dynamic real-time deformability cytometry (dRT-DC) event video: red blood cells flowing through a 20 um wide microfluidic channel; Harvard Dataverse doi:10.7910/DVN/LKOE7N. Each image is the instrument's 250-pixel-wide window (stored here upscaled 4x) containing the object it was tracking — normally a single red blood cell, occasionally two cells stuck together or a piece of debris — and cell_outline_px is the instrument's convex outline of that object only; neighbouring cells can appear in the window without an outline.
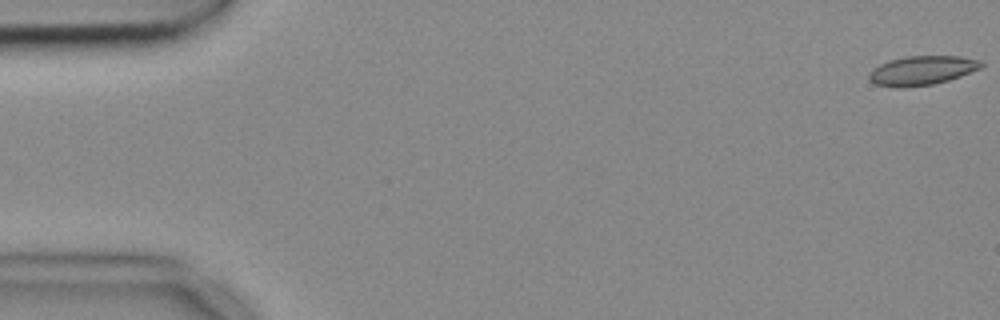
{"species": "common noctule bat (a hibernating species)", "species_latin": "Nyctalus noctula", "temperature_condition": "cold", "stored_images_in_passage": 55, "camera_frame_rate_fps": 3000, "um_per_image_px": 0.085, "animal": {"sex": "female", "body_mass_g": 18.4}, "frame": {"image": 1, "passage_image": 1, "time_ms": 0.0, "image_size_px": [1000, 320], "cell_outline_px": [[984, 64], [980, 68], [960, 76], [948, 80], [932, 84], [904, 88], [892, 88], [876, 84], [868, 80], [868, 72], [872, 68], [880, 64], [892, 60], [908, 56], [960, 56], [980, 60]], "centroid_in_image_um": [78.32, 6.0], "position_along_channel_um": 6.7, "area_um2": 19.13}}
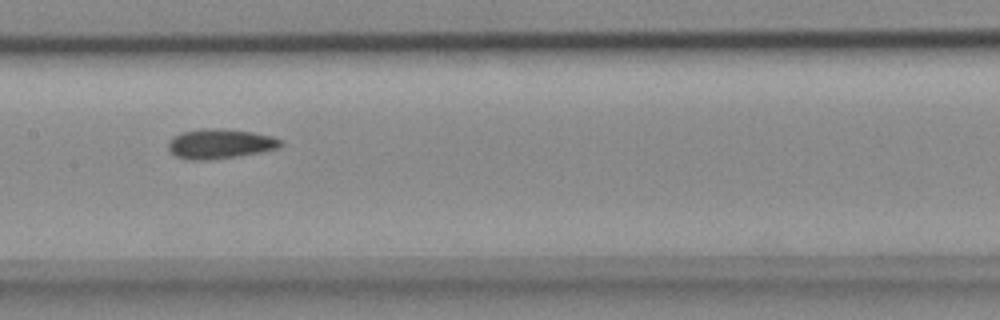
{"frame": {"image": 2, "passage_image": 27, "time_ms": 8.667, "image_size_px": [1000, 320], "cell_outline_px": [[284, 144], [280, 148], [260, 152], [236, 156], [204, 160], [188, 160], [176, 156], [168, 148], [168, 140], [172, 136], [180, 132], [200, 128], [220, 128], [252, 132], [272, 136], [280, 140]], "centroid_in_image_um": [18.67, 12.21], "position_along_channel_um": 188.7, "area_um2": 19.59}}
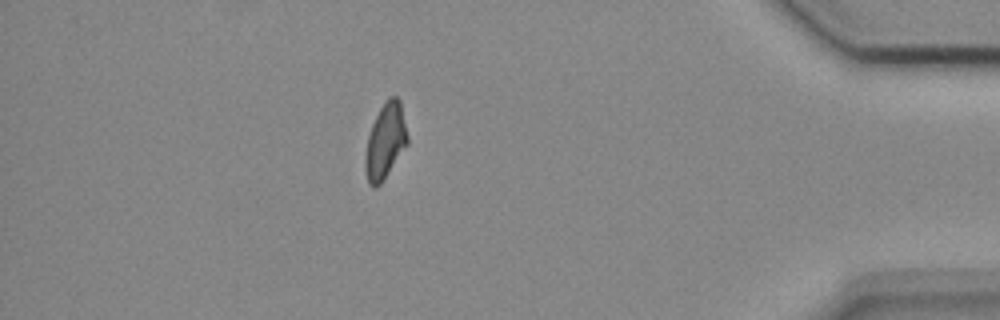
{"frame": {"image": 3, "passage_image": 48, "time_ms": 15.667, "image_size_px": [1000, 320], "cell_outline_px": [[408, 144], [380, 184], [376, 188], [372, 188], [368, 184], [364, 168], [364, 156], [368, 136], [372, 124], [380, 108], [388, 96], [396, 96], [400, 100], [408, 136]], "centroid_in_image_um": [32.74, 12.01], "position_along_channel_um": 402.5, "area_um2": 18.67}, "authors_computed_cell_mechanics": {"area_um2": 19.0162, "velocity_mm_per_s": 3.6909, "shape_relaxation_time_tau1_ms": null, "shape_relaxation_time_tau2_ms": 5.3112, "deformation_change_tau1": null, "deformation_change_tau2": 0.1116}}